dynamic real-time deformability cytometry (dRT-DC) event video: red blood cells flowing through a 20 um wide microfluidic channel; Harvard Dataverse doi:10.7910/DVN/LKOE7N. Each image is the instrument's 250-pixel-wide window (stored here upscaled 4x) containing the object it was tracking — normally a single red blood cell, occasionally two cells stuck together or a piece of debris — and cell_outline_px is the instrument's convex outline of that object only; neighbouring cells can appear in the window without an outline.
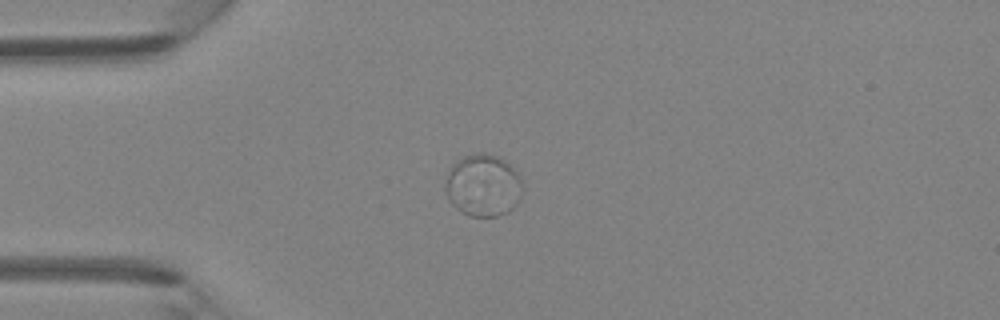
{"species": "Egyptian fruit bat (a non-hibernating species)", "species_latin": "Rousettus aegyptiacus", "temperature_condition": "room temperature", "stored_images_in_passage": 35, "camera_frame_rate_fps": 3000, "um_per_image_px": 0.085, "animal": {"sex": "female"}, "frame": {"image": 1, "passage_image": 1, "time_ms": 0.0, "image_size_px": [1000, 320], "cell_outline_px": [[524, 188], [520, 200], [508, 212], [496, 216], [472, 216], [460, 212], [448, 200], [444, 188], [448, 172], [452, 164], [464, 156], [476, 152], [484, 152], [500, 156], [516, 172]], "centroid_in_image_um": [41.05, 15.75], "position_along_channel_um": 43.9, "area_um2": 28.26}}
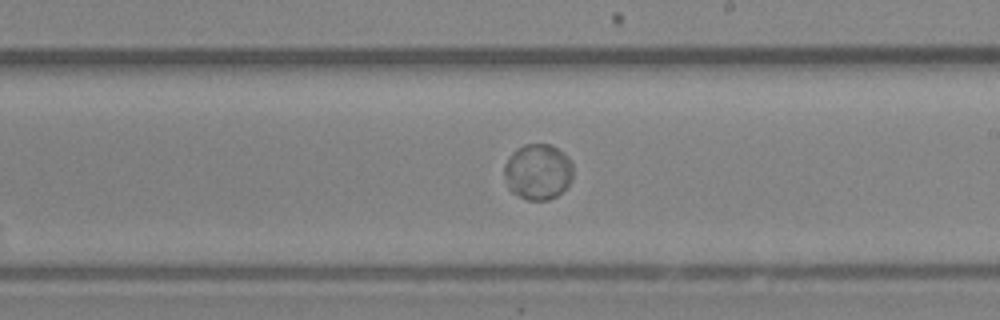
{"frame": {"image": 2, "passage_image": 16, "time_ms": 5.0, "image_size_px": [1000, 320], "cell_outline_px": [[572, 180], [556, 196], [548, 200], [528, 200], [512, 192], [508, 188], [504, 176], [504, 164], [512, 152], [516, 148], [524, 144], [552, 144], [564, 152], [568, 156], [572, 164]], "centroid_in_image_um": [45.71, 14.58], "position_along_channel_um": 243.3, "area_um2": 22.54}}
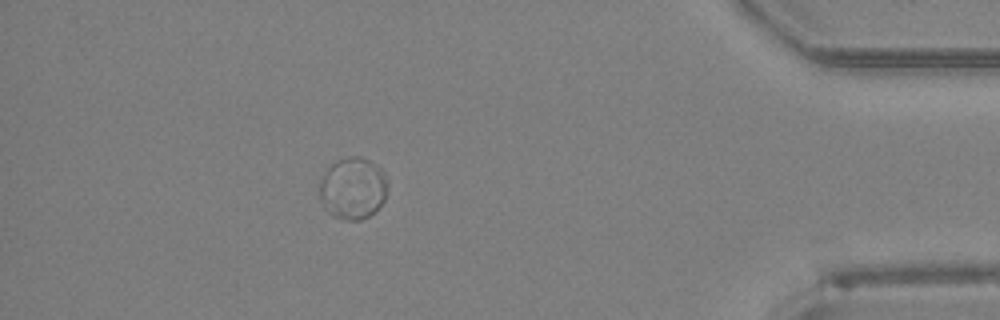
{"frame": {"image": 3, "passage_image": 30, "time_ms": 9.667, "image_size_px": [1000, 320], "cell_outline_px": [[388, 188], [384, 200], [368, 216], [360, 220], [348, 220], [332, 216], [324, 208], [320, 200], [320, 180], [324, 172], [332, 164], [348, 156], [360, 156], [376, 164], [384, 172], [388, 180]], "centroid_in_image_um": [30.0, 16.0], "position_along_channel_um": 405.2, "area_um2": 24.57}}